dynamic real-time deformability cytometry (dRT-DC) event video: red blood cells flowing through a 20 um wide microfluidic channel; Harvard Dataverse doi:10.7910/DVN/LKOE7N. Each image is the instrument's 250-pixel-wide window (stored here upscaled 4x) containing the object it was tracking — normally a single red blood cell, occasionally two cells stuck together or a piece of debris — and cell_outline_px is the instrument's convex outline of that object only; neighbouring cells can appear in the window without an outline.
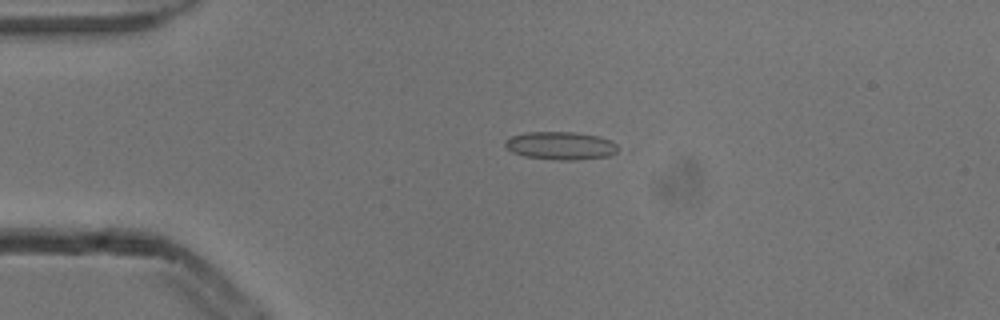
{"species": "common noctule bat (a hibernating species)", "species_latin": "Nyctalus noctula", "temperature_condition": "cold", "stored_images_in_passage": 4, "camera_frame_rate_fps": 3000, "um_per_image_px": 0.085, "animal": {"sex": "male", "body_mass_g": 13.3}, "frame": {"image": 1, "passage_image": 3, "time_ms": 0.667, "image_size_px": [1000, 320], "cell_outline_px": [[616, 152], [608, 156], [576, 160], [560, 160], [524, 156], [512, 152], [504, 144], [504, 140], [512, 136], [528, 132], [576, 132], [600, 136], [612, 140], [616, 144]], "centroid_in_image_um": [47.66, 12.37], "position_along_channel_um": 37.3, "area_um2": 18.38}}